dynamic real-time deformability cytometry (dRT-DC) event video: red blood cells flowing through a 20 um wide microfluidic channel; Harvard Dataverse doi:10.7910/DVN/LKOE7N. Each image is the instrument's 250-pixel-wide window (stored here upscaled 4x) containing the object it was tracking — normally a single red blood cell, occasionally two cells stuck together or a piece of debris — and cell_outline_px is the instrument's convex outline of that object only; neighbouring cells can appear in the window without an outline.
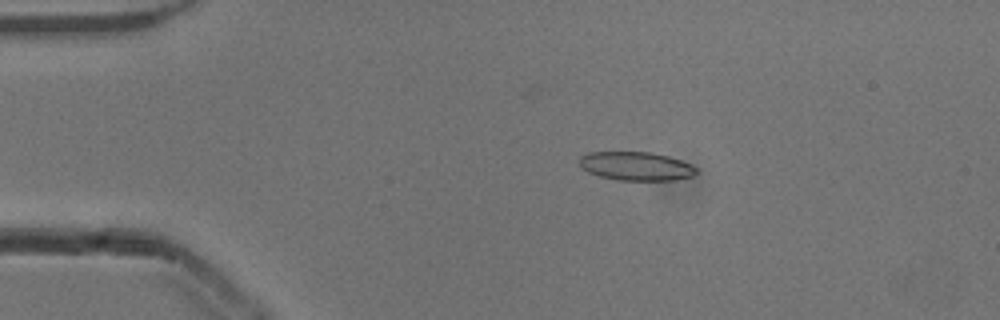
{"species": "common noctule bat (a hibernating species)", "species_latin": "Nyctalus noctula", "temperature_condition": "cold", "stored_images_in_passage": 53, "camera_frame_rate_fps": 3000, "um_per_image_px": 0.085, "animal": {"sex": "male", "body_mass_g": 13.3}, "frame": {"image": 1, "passage_image": 10, "time_ms": 3.0, "image_size_px": [1000, 320], "cell_outline_px": [[696, 172], [692, 176], [676, 180], [616, 180], [600, 176], [588, 172], [580, 168], [580, 156], [588, 152], [652, 152], [668, 156], [680, 160], [696, 168]], "centroid_in_image_um": [54.02, 14.12], "position_along_channel_um": 31.0, "area_um2": 19.48}}
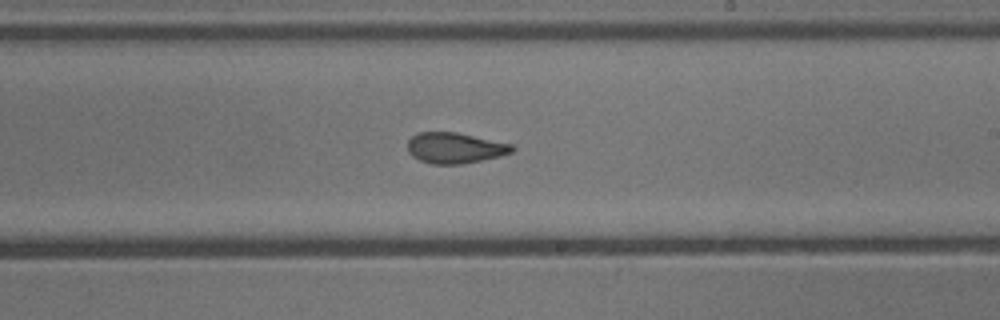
{"frame": {"image": 2, "passage_image": 31, "time_ms": 10.0, "image_size_px": [1000, 320], "cell_outline_px": [[516, 148], [512, 152], [500, 156], [460, 164], [432, 164], [420, 160], [412, 156], [408, 152], [408, 140], [416, 132], [456, 132], [512, 144]], "centroid_in_image_um": [38.65, 12.57], "position_along_channel_um": 250.3, "area_um2": 18.67}}
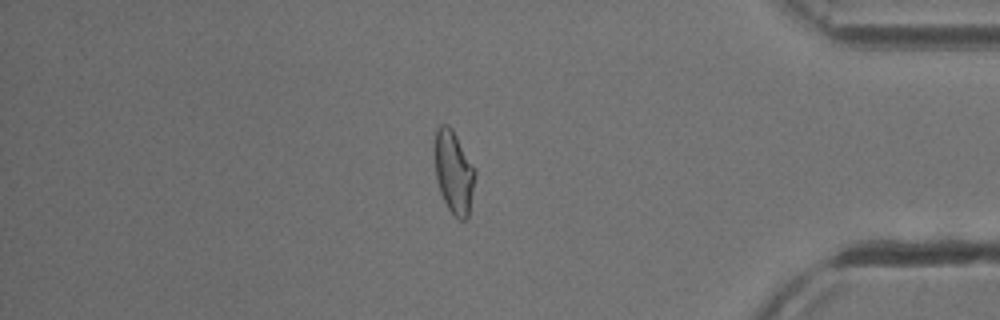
{"frame": {"image": 3, "passage_image": 45, "time_ms": 14.667, "image_size_px": [1000, 320], "cell_outline_px": [[476, 172], [468, 220], [460, 220], [448, 208], [440, 192], [436, 180], [432, 144], [436, 128], [440, 124], [448, 124], [452, 128], [476, 168]], "centroid_in_image_um": [38.54, 14.56], "position_along_channel_um": 396.7, "area_um2": 20.17}, "authors_computed_cell_mechanics": {"area_um2": 19.652, "velocity_mm_per_s": 3.8481, "shape_relaxation_time_tau1_ms": null, "shape_relaxation_time_tau2_ms": 2.0238, "deformation_change_tau1": null, "deformation_change_tau2": 0.0787}}